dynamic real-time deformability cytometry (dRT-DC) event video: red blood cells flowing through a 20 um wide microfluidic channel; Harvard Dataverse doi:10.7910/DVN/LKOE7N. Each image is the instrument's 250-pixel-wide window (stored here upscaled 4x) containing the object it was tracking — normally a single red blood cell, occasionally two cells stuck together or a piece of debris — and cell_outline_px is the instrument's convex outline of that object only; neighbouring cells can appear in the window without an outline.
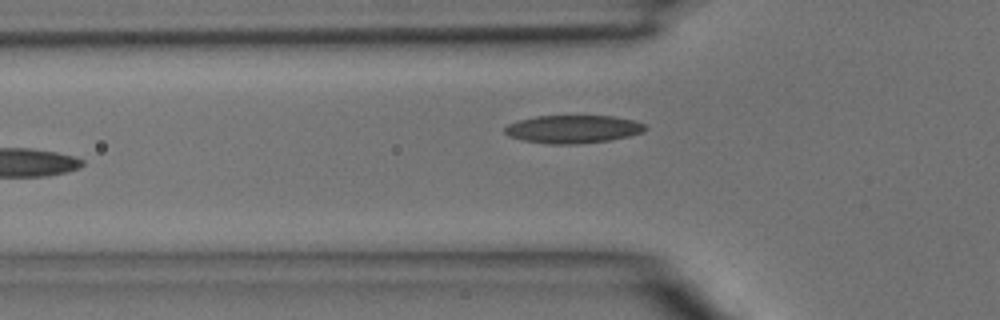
{"species": "common noctule bat (a hibernating species)", "species_latin": "Nyctalus noctula", "temperature_condition": "room temperature", "stored_images_in_passage": 4, "camera_frame_rate_fps": 3000, "um_per_image_px": 0.085, "animal": {"sex": "male", "body_mass_g": 15.6}, "frame": {"image": 1, "passage_image": 4, "time_ms": 1.0, "image_size_px": [1000, 320], "cell_outline_px": [[648, 128], [640, 132], [628, 136], [608, 140], [576, 144], [552, 144], [524, 140], [508, 136], [504, 132], [504, 128], [508, 124], [520, 120], [536, 116], [612, 116], [636, 120], [648, 124]], "centroid_in_image_um": [48.73, 10.97], "position_along_channel_um": 77.1, "area_um2": 22.83}}